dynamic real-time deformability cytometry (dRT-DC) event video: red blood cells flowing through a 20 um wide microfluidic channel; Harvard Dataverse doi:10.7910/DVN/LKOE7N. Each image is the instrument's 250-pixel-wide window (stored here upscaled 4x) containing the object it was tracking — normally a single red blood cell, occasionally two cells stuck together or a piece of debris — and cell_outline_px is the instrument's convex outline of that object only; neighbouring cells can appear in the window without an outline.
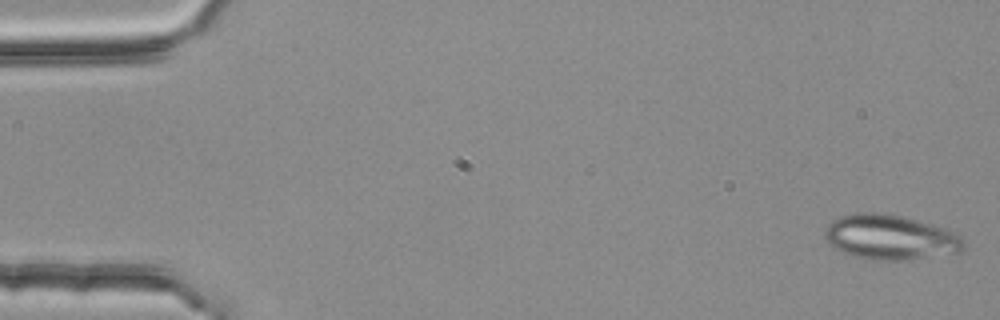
{"species": "common noctule bat (a hibernating species)", "species_latin": "Nyctalus noctula", "temperature_condition": "room temperature", "stored_images_in_passage": 54, "camera_frame_rate_fps": 3000, "um_per_image_px": 0.085, "animal": {"sex": "female", "body_mass_g": 25.1}, "frame": {"image": 1, "passage_image": 1, "time_ms": 0.0, "image_size_px": [1000, 320], "cell_outline_px": [[964, 248], [960, 252], [904, 260], [872, 260], [852, 256], [832, 248], [828, 244], [824, 236], [824, 228], [832, 220], [840, 216], [856, 212], [884, 212], [948, 228], [956, 232], [964, 240]], "centroid_in_image_um": [75.63, 20.16], "position_along_channel_um": 9.4, "area_um2": 36.82}}
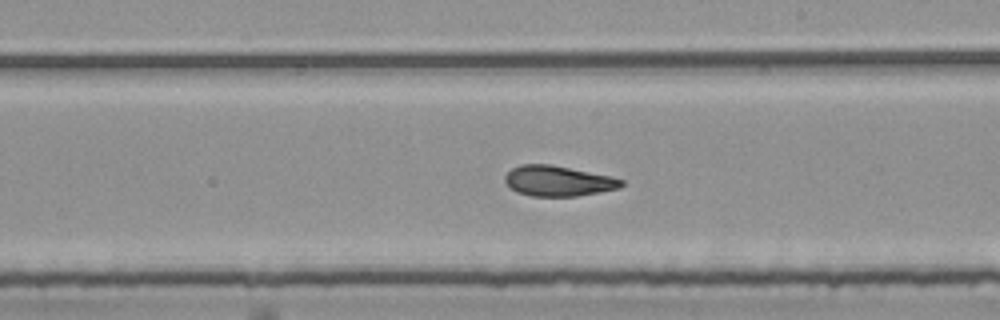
{"frame": {"image": 2, "passage_image": 31, "time_ms": 10.0, "image_size_px": [1000, 320], "cell_outline_px": [[624, 184], [620, 188], [600, 192], [576, 196], [532, 196], [516, 192], [508, 188], [504, 180], [504, 176], [512, 168], [520, 164], [548, 164], [612, 176], [624, 180]], "centroid_in_image_um": [47.42, 15.38], "position_along_channel_um": 241.6, "area_um2": 20.75}}
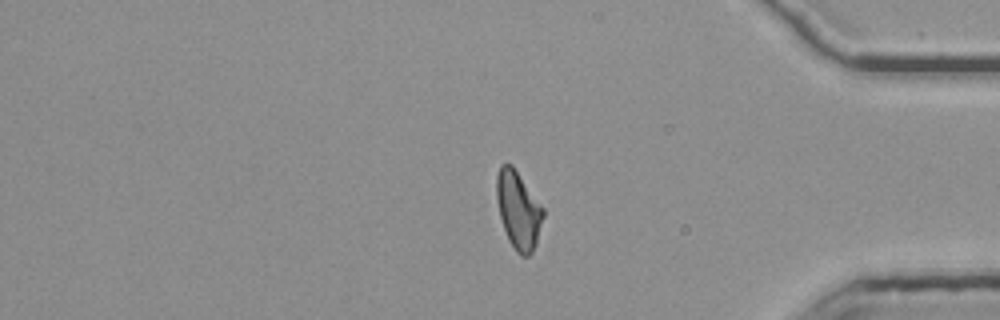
{"frame": {"image": 3, "passage_image": 45, "time_ms": 14.667, "image_size_px": [1000, 320], "cell_outline_px": [[544, 216], [536, 244], [532, 252], [528, 256], [520, 256], [516, 252], [508, 240], [500, 216], [496, 196], [496, 176], [500, 164], [512, 164], [544, 208]], "centroid_in_image_um": [44.06, 17.85], "position_along_channel_um": 391.1, "area_um2": 21.15}, "authors_computed_cell_mechanics": {"area_um2": 21.3282, "velocity_mm_per_s": 3.7669, "shape_relaxation_time_tau1_ms": 8.0781, "shape_relaxation_time_tau2_ms": 2.8138, "deformation_change_tau1": 0.2297, "deformation_change_tau2": 0.1145}}